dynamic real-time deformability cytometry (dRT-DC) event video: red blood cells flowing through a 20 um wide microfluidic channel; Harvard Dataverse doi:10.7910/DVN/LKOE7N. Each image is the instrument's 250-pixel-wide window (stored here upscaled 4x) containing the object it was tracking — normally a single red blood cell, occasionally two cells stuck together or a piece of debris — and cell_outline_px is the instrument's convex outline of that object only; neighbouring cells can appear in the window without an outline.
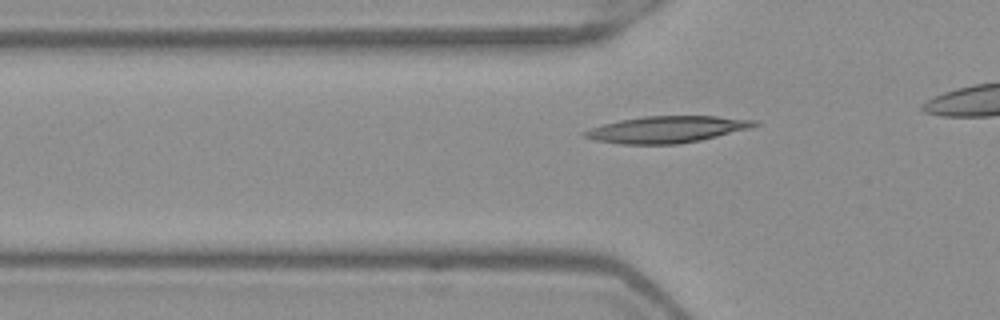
{"species": "Egyptian fruit bat (a non-hibernating species)", "species_latin": "Rousettus aegyptiacus", "temperature_condition": "warm", "stored_images_in_passage": 34, "camera_frame_rate_fps": 3000, "um_per_image_px": 0.085, "frame": {"image": 1, "passage_image": 9, "time_ms": 2.667, "image_size_px": [1000, 320], "cell_outline_px": [[760, 124], [752, 128], [700, 140], [680, 144], [620, 144], [596, 140], [584, 136], [580, 132], [604, 124], [620, 120], [644, 116], [716, 116], [756, 120]], "centroid_in_image_um": [56.71, 11.0], "position_along_channel_um": 69.1, "area_um2": 26.3}}
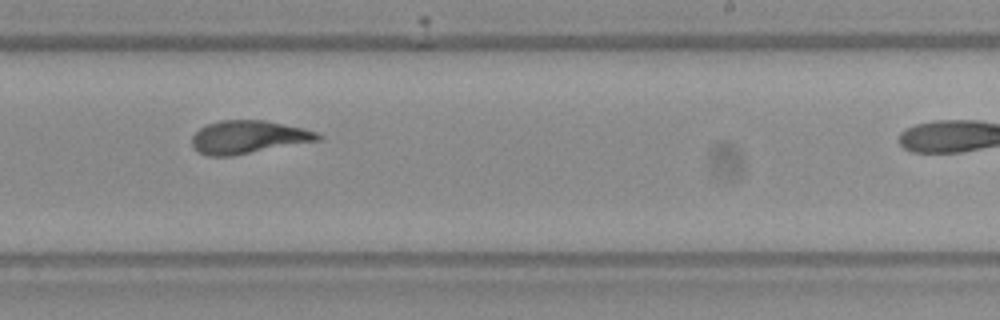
{"frame": {"image": 2, "passage_image": 24, "time_ms": 7.667, "image_size_px": [1000, 320], "cell_outline_px": [[324, 136], [320, 140], [232, 156], [208, 156], [192, 148], [192, 136], [200, 128], [208, 124], [220, 120], [264, 120], [304, 128], [316, 132]], "centroid_in_image_um": [21.11, 11.65], "position_along_channel_um": 267.9, "area_um2": 24.22}}
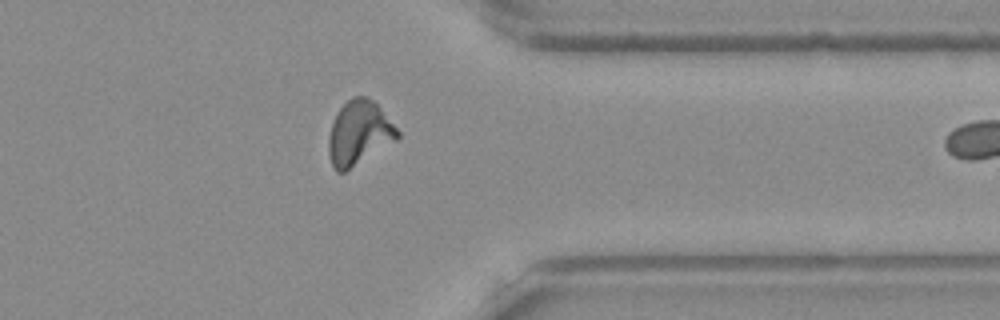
{"frame": {"image": 3, "passage_image": 33, "time_ms": 10.667, "image_size_px": [1000, 320], "cell_outline_px": [[400, 136], [396, 140], [344, 172], [336, 172], [332, 164], [328, 152], [328, 136], [336, 112], [352, 96], [364, 96], [372, 100], [376, 104], [400, 132]], "centroid_in_image_um": [30.49, 11.3], "position_along_channel_um": 380.9, "area_um2": 25.37}}